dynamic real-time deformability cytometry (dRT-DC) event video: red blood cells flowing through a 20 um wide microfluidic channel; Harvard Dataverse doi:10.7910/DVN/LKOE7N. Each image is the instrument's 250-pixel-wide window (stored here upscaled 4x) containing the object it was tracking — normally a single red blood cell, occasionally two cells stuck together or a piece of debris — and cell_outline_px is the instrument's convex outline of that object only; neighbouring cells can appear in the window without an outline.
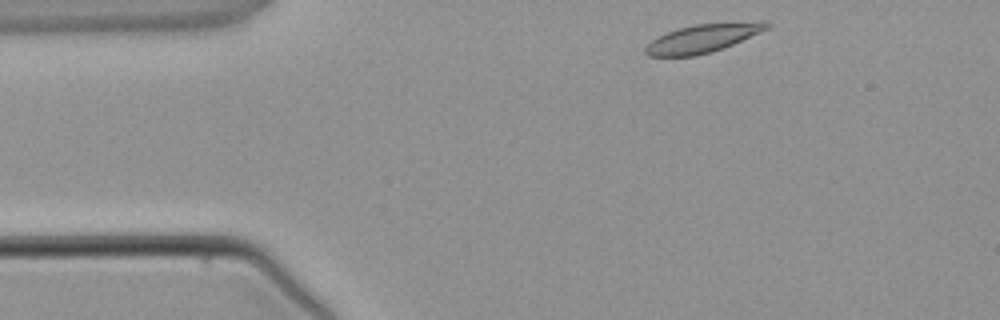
{"species": "common noctule bat (a hibernating species)", "species_latin": "Nyctalus noctula", "temperature_condition": "warm", "stored_images_in_passage": 3, "camera_frame_rate_fps": 3000, "um_per_image_px": 0.085, "animal": {"sex": "male", "body_mass_g": 21.5, "forearm_length_mm": 52.0}, "frame": {"image": 1, "passage_image": 1, "time_ms": 0.0, "image_size_px": [1000, 320], "cell_outline_px": [[772, 24], [768, 28], [760, 32], [724, 48], [712, 52], [696, 56], [648, 56], [644, 52], [644, 48], [652, 40], [668, 32], [680, 28], [696, 24], [760, 20], [764, 20]], "centroid_in_image_um": [59.79, 3.25], "position_along_channel_um": 25.2, "area_um2": 20.11}}